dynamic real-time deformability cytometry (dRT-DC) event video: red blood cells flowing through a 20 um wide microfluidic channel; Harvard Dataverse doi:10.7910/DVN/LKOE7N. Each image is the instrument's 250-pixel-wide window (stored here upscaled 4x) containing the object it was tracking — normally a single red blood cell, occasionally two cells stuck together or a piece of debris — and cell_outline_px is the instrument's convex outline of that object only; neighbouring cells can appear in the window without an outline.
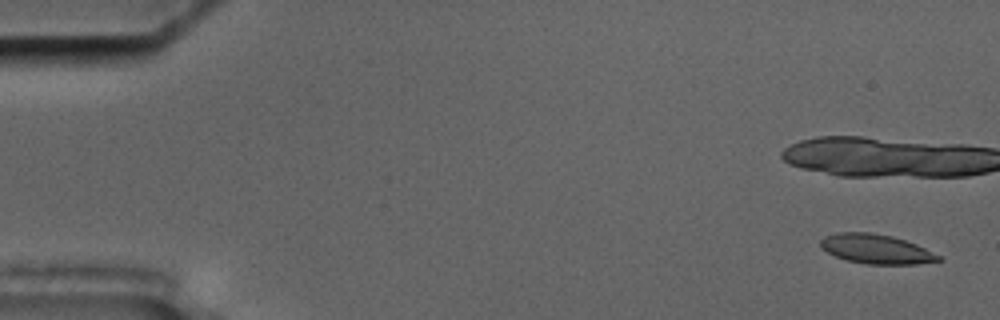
{"species": "common noctule bat (a hibernating species)", "species_latin": "Nyctalus noctula", "temperature_condition": "cold", "stored_images_in_passage": 12, "camera_frame_rate_fps": 3000, "um_per_image_px": 0.085, "animal": {"sex": "male", "body_mass_g": 17.5, "forearm_length_mm": 52.3}, "frame": {"image": 1, "passage_image": 1, "time_ms": 0.0, "image_size_px": [1000, 320], "cell_outline_px": [[944, 260], [916, 264], [868, 264], [848, 260], [836, 256], [820, 248], [820, 240], [824, 236], [836, 232], [872, 232], [892, 236], [916, 244], [940, 256]], "centroid_in_image_um": [74.45, 21.16], "position_along_channel_um": 10.6, "area_um2": 20.17}}
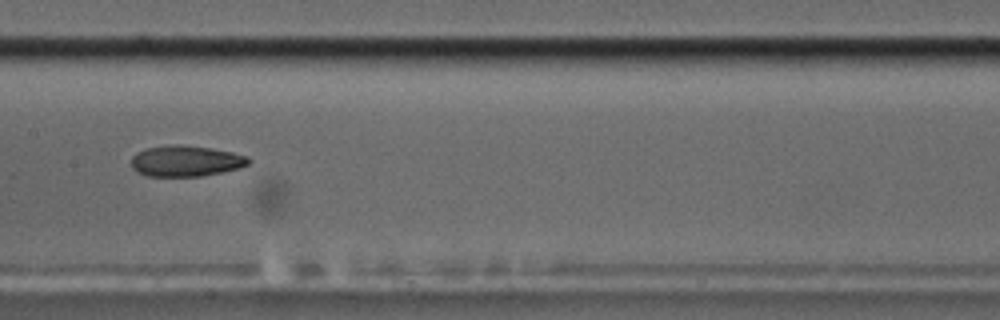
{"frame": {"image": 2, "passage_image": 9, "time_ms": 10.0, "image_size_px": [1000, 320], "cell_outline_px": [[252, 160], [248, 164], [240, 168], [200, 176], [148, 176], [136, 172], [132, 168], [132, 156], [136, 152], [144, 148], [176, 144], [180, 144], [212, 148], [232, 152], [248, 156]], "centroid_in_image_um": [15.79, 13.67], "position_along_channel_um": 191.6, "area_um2": 21.27}}
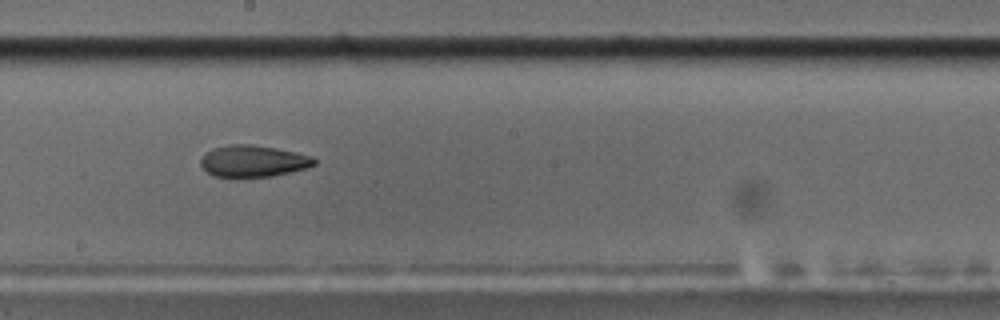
{"frame": {"image": 3, "passage_image": 10, "time_ms": 11.0, "image_size_px": [1000, 320], "cell_outline_px": [[316, 164], [308, 168], [272, 176], [236, 180], [212, 176], [200, 164], [200, 160], [212, 148], [232, 144], [248, 144], [276, 148], [296, 152], [312, 156], [316, 160]], "centroid_in_image_um": [21.51, 13.74], "position_along_channel_um": 226.7, "area_um2": 21.56}}